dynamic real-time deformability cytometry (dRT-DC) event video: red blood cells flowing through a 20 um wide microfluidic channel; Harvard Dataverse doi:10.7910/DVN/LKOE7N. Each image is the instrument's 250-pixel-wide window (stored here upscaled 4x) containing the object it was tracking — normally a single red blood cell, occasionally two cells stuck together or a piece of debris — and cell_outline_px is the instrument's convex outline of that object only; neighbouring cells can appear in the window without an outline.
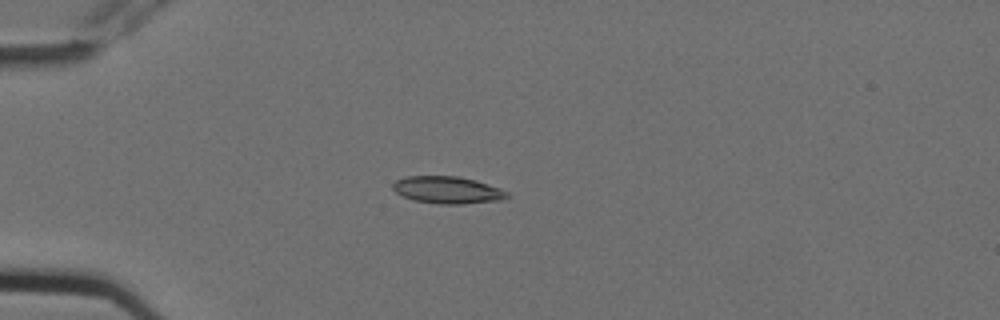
{"species": "Egyptian fruit bat (a non-hibernating species)", "species_latin": "Rousettus aegyptiacus", "temperature_condition": "cold", "stored_images_in_passage": 4, "camera_frame_rate_fps": 3000, "um_per_image_px": 0.085, "animal": {"sex": "female"}, "frame": {"image": 1, "passage_image": 4, "time_ms": 1.0, "image_size_px": [1000, 320], "cell_outline_px": [[512, 196], [500, 200], [464, 204], [440, 204], [416, 200], [404, 196], [396, 192], [392, 188], [392, 184], [396, 180], [404, 176], [460, 176], [476, 180], [500, 188], [508, 192]], "centroid_in_image_um": [38.07, 16.14], "position_along_channel_um": 46.9, "area_um2": 18.15}}